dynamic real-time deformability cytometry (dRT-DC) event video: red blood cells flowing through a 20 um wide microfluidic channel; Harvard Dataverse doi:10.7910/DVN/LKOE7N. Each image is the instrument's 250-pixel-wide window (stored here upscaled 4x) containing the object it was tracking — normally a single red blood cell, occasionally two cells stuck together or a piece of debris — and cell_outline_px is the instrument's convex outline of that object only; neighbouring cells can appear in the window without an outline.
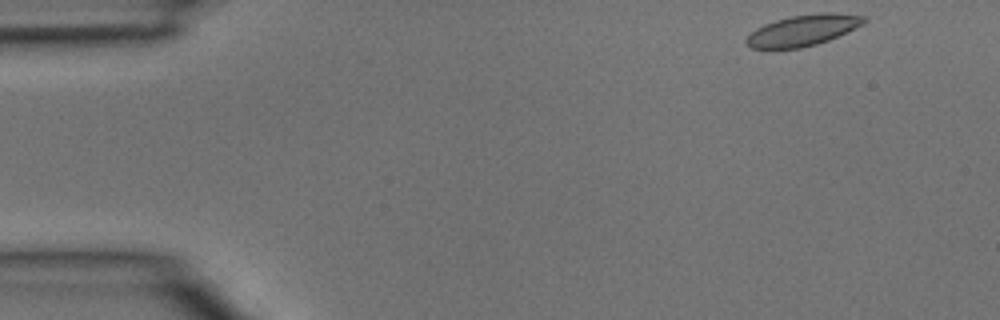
{"species": "common noctule bat (a hibernating species)", "species_latin": "Nyctalus noctula", "temperature_condition": "room temperature", "stored_images_in_passage": 3, "camera_frame_rate_fps": 3000, "um_per_image_px": 0.085, "animal": {"sex": "male", "body_mass_g": 15.6}, "frame": {"image": 1, "passage_image": 1, "time_ms": 0.0, "image_size_px": [1000, 320], "cell_outline_px": [[868, 20], [864, 24], [828, 40], [816, 44], [800, 48], [752, 48], [744, 40], [756, 28], [764, 24], [776, 20], [792, 16], [820, 12], [832, 12], [868, 16]], "centroid_in_image_um": [68.3, 2.55], "position_along_channel_um": 16.7, "area_um2": 21.15}}